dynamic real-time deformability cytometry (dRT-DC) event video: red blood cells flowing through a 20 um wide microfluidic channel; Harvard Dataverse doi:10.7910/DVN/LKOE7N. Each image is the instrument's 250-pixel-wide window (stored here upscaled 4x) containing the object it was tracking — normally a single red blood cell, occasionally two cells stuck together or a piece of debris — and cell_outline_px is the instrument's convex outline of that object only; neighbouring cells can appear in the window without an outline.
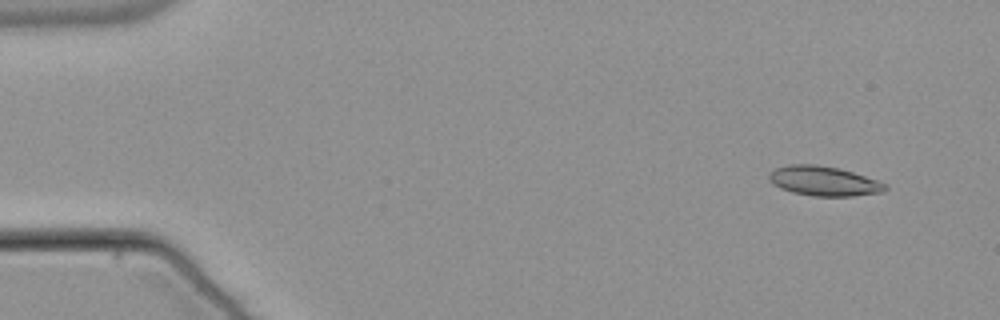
{"species": "common noctule bat (a hibernating species)", "species_latin": "Nyctalus noctula", "temperature_condition": "warm", "stored_images_in_passage": 54, "segment_of_instrument_passage": [1, 2], "camera_frame_rate_fps": 3000, "um_per_image_px": 0.085, "animal": {"sex": "male", "body_mass_g": 21.5, "forearm_length_mm": 52.0}, "frame": {"image": 1, "passage_image": 3, "time_ms": 0.667, "image_size_px": [1000, 320], "cell_outline_px": [[888, 188], [880, 192], [852, 196], [812, 196], [792, 192], [780, 188], [772, 184], [768, 180], [768, 176], [772, 168], [788, 164], [816, 164], [840, 168], [888, 184]], "centroid_in_image_um": [69.96, 15.37], "position_along_channel_um": 15.0, "area_um2": 20.23}}
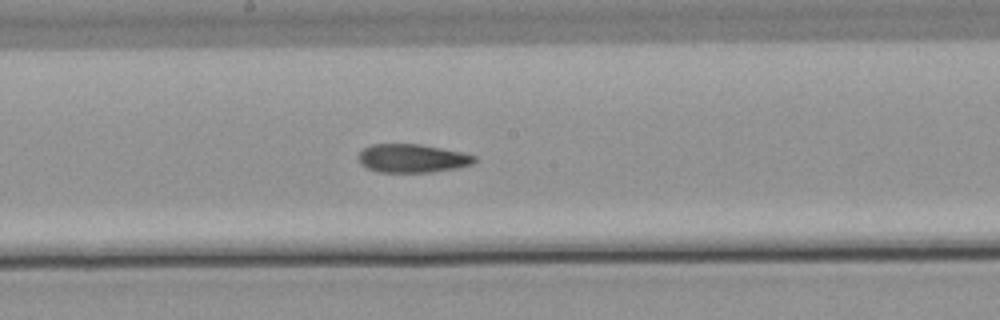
{"frame": {"image": 2, "passage_image": 28, "time_ms": 9.0, "image_size_px": [1000, 320], "cell_outline_px": [[476, 160], [472, 164], [456, 168], [432, 172], [380, 172], [368, 168], [360, 164], [356, 156], [364, 148], [372, 144], [420, 144], [464, 152], [476, 156]], "centroid_in_image_um": [35.04, 13.45], "position_along_channel_um": 213.2, "area_um2": 19.36}}
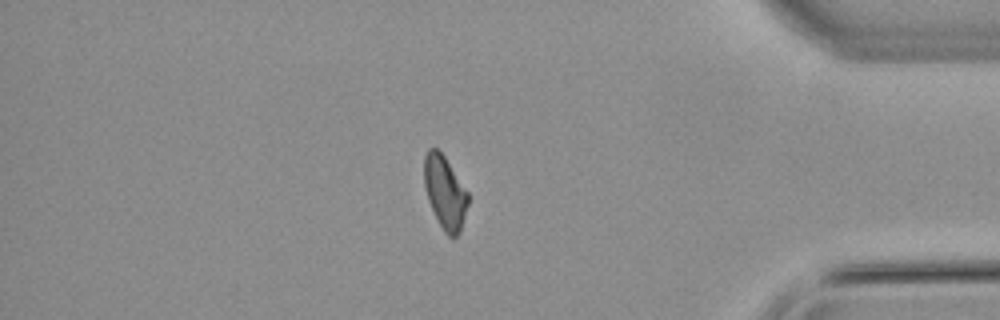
{"frame": {"image": 3, "passage_image": 45, "time_ms": 14.667, "image_size_px": [1000, 320], "cell_outline_px": [[468, 204], [460, 232], [452, 240], [444, 232], [428, 200], [424, 184], [424, 156], [428, 148], [436, 148], [444, 156], [468, 192]], "centroid_in_image_um": [37.82, 16.36], "position_along_channel_um": 397.4, "area_um2": 18.5}}